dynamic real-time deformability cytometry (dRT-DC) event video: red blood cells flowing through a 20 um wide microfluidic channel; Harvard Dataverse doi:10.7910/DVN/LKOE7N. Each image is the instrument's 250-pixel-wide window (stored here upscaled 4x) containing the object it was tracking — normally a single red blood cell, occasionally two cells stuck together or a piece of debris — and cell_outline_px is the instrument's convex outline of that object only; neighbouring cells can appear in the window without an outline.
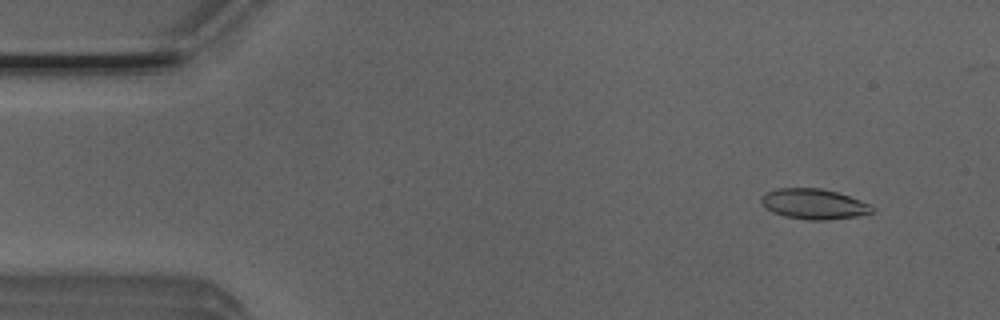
{"species": "Egyptian fruit bat (a non-hibernating species)", "species_latin": "Rousettus aegyptiacus", "temperature_condition": "room temperature", "stored_images_in_passage": 5, "camera_frame_rate_fps": 3000, "um_per_image_px": 0.085, "animal": {"sex": "male"}, "frame": {"image": 1, "passage_image": 2, "time_ms": 0.333, "image_size_px": [1000, 320], "cell_outline_px": [[876, 212], [856, 216], [828, 220], [808, 220], [784, 216], [772, 212], [764, 208], [760, 200], [760, 196], [764, 192], [776, 188], [820, 188], [836, 192], [872, 204], [876, 208]], "centroid_in_image_um": [69.16, 17.34], "position_along_channel_um": 15.8, "area_um2": 19.94}}
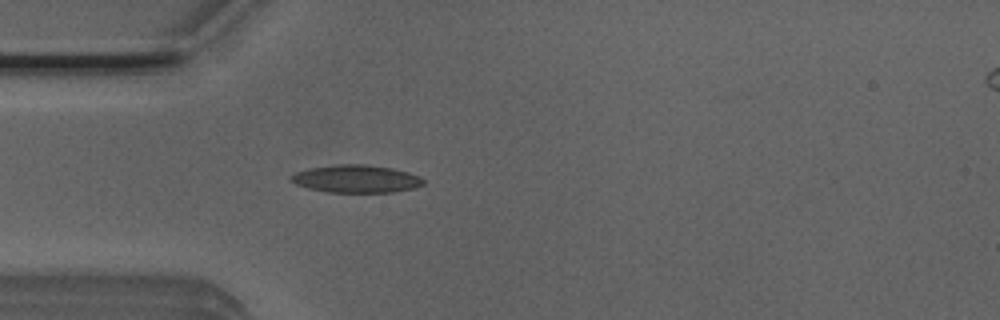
{"frame": {"image": 2, "passage_image": 5, "time_ms": 1.333, "image_size_px": [1000, 320], "cell_outline_px": [[424, 184], [416, 188], [396, 192], [328, 192], [308, 188], [296, 184], [288, 180], [288, 176], [296, 172], [308, 168], [336, 164], [364, 164], [392, 168], [408, 172], [420, 176], [424, 180]], "centroid_in_image_um": [30.27, 15.2], "position_along_channel_um": 54.7, "area_um2": 21.62}}